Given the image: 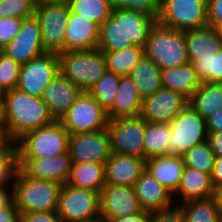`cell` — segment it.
Masks as SVG:
<instances>
[{
    "label": "cell",
    "instance_id": "1",
    "mask_svg": "<svg viewBox=\"0 0 222 222\" xmlns=\"http://www.w3.org/2000/svg\"><path fill=\"white\" fill-rule=\"evenodd\" d=\"M154 17L143 13L115 10L99 26L98 47L100 51H121L138 46L144 48L151 28L156 24Z\"/></svg>",
    "mask_w": 222,
    "mask_h": 222
},
{
    "label": "cell",
    "instance_id": "2",
    "mask_svg": "<svg viewBox=\"0 0 222 222\" xmlns=\"http://www.w3.org/2000/svg\"><path fill=\"white\" fill-rule=\"evenodd\" d=\"M2 98L5 126L15 141L25 133L55 121L41 97L29 95L16 87L2 93Z\"/></svg>",
    "mask_w": 222,
    "mask_h": 222
},
{
    "label": "cell",
    "instance_id": "3",
    "mask_svg": "<svg viewBox=\"0 0 222 222\" xmlns=\"http://www.w3.org/2000/svg\"><path fill=\"white\" fill-rule=\"evenodd\" d=\"M62 184L25 176L18 168L12 178V199L20 215L30 212H55Z\"/></svg>",
    "mask_w": 222,
    "mask_h": 222
},
{
    "label": "cell",
    "instance_id": "4",
    "mask_svg": "<svg viewBox=\"0 0 222 222\" xmlns=\"http://www.w3.org/2000/svg\"><path fill=\"white\" fill-rule=\"evenodd\" d=\"M143 53L160 70L190 62L185 42V31L168 28L158 22L149 32Z\"/></svg>",
    "mask_w": 222,
    "mask_h": 222
},
{
    "label": "cell",
    "instance_id": "5",
    "mask_svg": "<svg viewBox=\"0 0 222 222\" xmlns=\"http://www.w3.org/2000/svg\"><path fill=\"white\" fill-rule=\"evenodd\" d=\"M58 59L59 73L83 92H88L107 71L104 53L99 49L62 52Z\"/></svg>",
    "mask_w": 222,
    "mask_h": 222
},
{
    "label": "cell",
    "instance_id": "6",
    "mask_svg": "<svg viewBox=\"0 0 222 222\" xmlns=\"http://www.w3.org/2000/svg\"><path fill=\"white\" fill-rule=\"evenodd\" d=\"M70 134L60 121L25 133L16 141V158H49L68 152Z\"/></svg>",
    "mask_w": 222,
    "mask_h": 222
},
{
    "label": "cell",
    "instance_id": "7",
    "mask_svg": "<svg viewBox=\"0 0 222 222\" xmlns=\"http://www.w3.org/2000/svg\"><path fill=\"white\" fill-rule=\"evenodd\" d=\"M157 22L183 32L206 27L207 0H161Z\"/></svg>",
    "mask_w": 222,
    "mask_h": 222
},
{
    "label": "cell",
    "instance_id": "8",
    "mask_svg": "<svg viewBox=\"0 0 222 222\" xmlns=\"http://www.w3.org/2000/svg\"><path fill=\"white\" fill-rule=\"evenodd\" d=\"M57 214L62 222H82L100 217V193L64 184L61 187Z\"/></svg>",
    "mask_w": 222,
    "mask_h": 222
},
{
    "label": "cell",
    "instance_id": "9",
    "mask_svg": "<svg viewBox=\"0 0 222 222\" xmlns=\"http://www.w3.org/2000/svg\"><path fill=\"white\" fill-rule=\"evenodd\" d=\"M70 135L107 129V112L88 93L83 92L59 120Z\"/></svg>",
    "mask_w": 222,
    "mask_h": 222
},
{
    "label": "cell",
    "instance_id": "10",
    "mask_svg": "<svg viewBox=\"0 0 222 222\" xmlns=\"http://www.w3.org/2000/svg\"><path fill=\"white\" fill-rule=\"evenodd\" d=\"M145 125L141 116L108 120L111 153L144 159Z\"/></svg>",
    "mask_w": 222,
    "mask_h": 222
},
{
    "label": "cell",
    "instance_id": "11",
    "mask_svg": "<svg viewBox=\"0 0 222 222\" xmlns=\"http://www.w3.org/2000/svg\"><path fill=\"white\" fill-rule=\"evenodd\" d=\"M69 12L68 3L36 7L34 16L40 26L45 52L56 54L65 52V28Z\"/></svg>",
    "mask_w": 222,
    "mask_h": 222
},
{
    "label": "cell",
    "instance_id": "12",
    "mask_svg": "<svg viewBox=\"0 0 222 222\" xmlns=\"http://www.w3.org/2000/svg\"><path fill=\"white\" fill-rule=\"evenodd\" d=\"M170 128L173 155H182L207 141L206 120L189 105L170 122Z\"/></svg>",
    "mask_w": 222,
    "mask_h": 222
},
{
    "label": "cell",
    "instance_id": "13",
    "mask_svg": "<svg viewBox=\"0 0 222 222\" xmlns=\"http://www.w3.org/2000/svg\"><path fill=\"white\" fill-rule=\"evenodd\" d=\"M58 74V54L46 52L21 65L17 88L29 95L41 97L45 87Z\"/></svg>",
    "mask_w": 222,
    "mask_h": 222
},
{
    "label": "cell",
    "instance_id": "14",
    "mask_svg": "<svg viewBox=\"0 0 222 222\" xmlns=\"http://www.w3.org/2000/svg\"><path fill=\"white\" fill-rule=\"evenodd\" d=\"M68 153L72 163H106L111 154L108 130L70 135Z\"/></svg>",
    "mask_w": 222,
    "mask_h": 222
},
{
    "label": "cell",
    "instance_id": "15",
    "mask_svg": "<svg viewBox=\"0 0 222 222\" xmlns=\"http://www.w3.org/2000/svg\"><path fill=\"white\" fill-rule=\"evenodd\" d=\"M1 51L19 65L46 53L35 16L23 19L19 33Z\"/></svg>",
    "mask_w": 222,
    "mask_h": 222
},
{
    "label": "cell",
    "instance_id": "16",
    "mask_svg": "<svg viewBox=\"0 0 222 222\" xmlns=\"http://www.w3.org/2000/svg\"><path fill=\"white\" fill-rule=\"evenodd\" d=\"M189 100L178 92L160 88L142 101L140 116L151 123H170L186 106Z\"/></svg>",
    "mask_w": 222,
    "mask_h": 222
},
{
    "label": "cell",
    "instance_id": "17",
    "mask_svg": "<svg viewBox=\"0 0 222 222\" xmlns=\"http://www.w3.org/2000/svg\"><path fill=\"white\" fill-rule=\"evenodd\" d=\"M17 168L27 177L66 184L71 170L68 152L49 158H16Z\"/></svg>",
    "mask_w": 222,
    "mask_h": 222
},
{
    "label": "cell",
    "instance_id": "18",
    "mask_svg": "<svg viewBox=\"0 0 222 222\" xmlns=\"http://www.w3.org/2000/svg\"><path fill=\"white\" fill-rule=\"evenodd\" d=\"M141 210L134 187L111 184L103 187L100 194V218L104 222L134 215Z\"/></svg>",
    "mask_w": 222,
    "mask_h": 222
},
{
    "label": "cell",
    "instance_id": "19",
    "mask_svg": "<svg viewBox=\"0 0 222 222\" xmlns=\"http://www.w3.org/2000/svg\"><path fill=\"white\" fill-rule=\"evenodd\" d=\"M83 91L60 73L45 87L41 99L51 115L59 121Z\"/></svg>",
    "mask_w": 222,
    "mask_h": 222
},
{
    "label": "cell",
    "instance_id": "20",
    "mask_svg": "<svg viewBox=\"0 0 222 222\" xmlns=\"http://www.w3.org/2000/svg\"><path fill=\"white\" fill-rule=\"evenodd\" d=\"M134 190L140 208L150 213L175 205L173 194L146 170L135 182Z\"/></svg>",
    "mask_w": 222,
    "mask_h": 222
},
{
    "label": "cell",
    "instance_id": "21",
    "mask_svg": "<svg viewBox=\"0 0 222 222\" xmlns=\"http://www.w3.org/2000/svg\"><path fill=\"white\" fill-rule=\"evenodd\" d=\"M98 41L99 26L70 11L65 28V52L94 50Z\"/></svg>",
    "mask_w": 222,
    "mask_h": 222
},
{
    "label": "cell",
    "instance_id": "22",
    "mask_svg": "<svg viewBox=\"0 0 222 222\" xmlns=\"http://www.w3.org/2000/svg\"><path fill=\"white\" fill-rule=\"evenodd\" d=\"M104 165L106 184L134 187L145 170V159L111 153Z\"/></svg>",
    "mask_w": 222,
    "mask_h": 222
},
{
    "label": "cell",
    "instance_id": "23",
    "mask_svg": "<svg viewBox=\"0 0 222 222\" xmlns=\"http://www.w3.org/2000/svg\"><path fill=\"white\" fill-rule=\"evenodd\" d=\"M181 155H161L145 160V170L174 194L184 170Z\"/></svg>",
    "mask_w": 222,
    "mask_h": 222
},
{
    "label": "cell",
    "instance_id": "24",
    "mask_svg": "<svg viewBox=\"0 0 222 222\" xmlns=\"http://www.w3.org/2000/svg\"><path fill=\"white\" fill-rule=\"evenodd\" d=\"M213 191L210 174L184 167L180 184L173 194V199L175 205H180L190 200L211 197Z\"/></svg>",
    "mask_w": 222,
    "mask_h": 222
},
{
    "label": "cell",
    "instance_id": "25",
    "mask_svg": "<svg viewBox=\"0 0 222 222\" xmlns=\"http://www.w3.org/2000/svg\"><path fill=\"white\" fill-rule=\"evenodd\" d=\"M185 42L189 61L197 58L214 56L222 47L220 30L206 26L199 29L185 31Z\"/></svg>",
    "mask_w": 222,
    "mask_h": 222
},
{
    "label": "cell",
    "instance_id": "26",
    "mask_svg": "<svg viewBox=\"0 0 222 222\" xmlns=\"http://www.w3.org/2000/svg\"><path fill=\"white\" fill-rule=\"evenodd\" d=\"M142 97L130 76L120 78L117 96L107 112L108 120L140 116Z\"/></svg>",
    "mask_w": 222,
    "mask_h": 222
},
{
    "label": "cell",
    "instance_id": "27",
    "mask_svg": "<svg viewBox=\"0 0 222 222\" xmlns=\"http://www.w3.org/2000/svg\"><path fill=\"white\" fill-rule=\"evenodd\" d=\"M161 83L162 88L178 92L188 100L201 85V81L191 62L174 68L161 70Z\"/></svg>",
    "mask_w": 222,
    "mask_h": 222
},
{
    "label": "cell",
    "instance_id": "28",
    "mask_svg": "<svg viewBox=\"0 0 222 222\" xmlns=\"http://www.w3.org/2000/svg\"><path fill=\"white\" fill-rule=\"evenodd\" d=\"M105 163H72L66 184L101 194L105 182Z\"/></svg>",
    "mask_w": 222,
    "mask_h": 222
},
{
    "label": "cell",
    "instance_id": "29",
    "mask_svg": "<svg viewBox=\"0 0 222 222\" xmlns=\"http://www.w3.org/2000/svg\"><path fill=\"white\" fill-rule=\"evenodd\" d=\"M144 159L173 154L170 123L146 122L144 133Z\"/></svg>",
    "mask_w": 222,
    "mask_h": 222
},
{
    "label": "cell",
    "instance_id": "30",
    "mask_svg": "<svg viewBox=\"0 0 222 222\" xmlns=\"http://www.w3.org/2000/svg\"><path fill=\"white\" fill-rule=\"evenodd\" d=\"M189 106L207 120L222 108V83L201 82L189 99Z\"/></svg>",
    "mask_w": 222,
    "mask_h": 222
},
{
    "label": "cell",
    "instance_id": "31",
    "mask_svg": "<svg viewBox=\"0 0 222 222\" xmlns=\"http://www.w3.org/2000/svg\"><path fill=\"white\" fill-rule=\"evenodd\" d=\"M129 76L134 81L142 99L152 96L162 88L160 68L144 55L134 66Z\"/></svg>",
    "mask_w": 222,
    "mask_h": 222
},
{
    "label": "cell",
    "instance_id": "32",
    "mask_svg": "<svg viewBox=\"0 0 222 222\" xmlns=\"http://www.w3.org/2000/svg\"><path fill=\"white\" fill-rule=\"evenodd\" d=\"M104 53L108 71L120 77L129 76L134 66L144 55L143 48L130 46L121 51H101Z\"/></svg>",
    "mask_w": 222,
    "mask_h": 222
},
{
    "label": "cell",
    "instance_id": "33",
    "mask_svg": "<svg viewBox=\"0 0 222 222\" xmlns=\"http://www.w3.org/2000/svg\"><path fill=\"white\" fill-rule=\"evenodd\" d=\"M185 222H222L213 197L190 200L179 205Z\"/></svg>",
    "mask_w": 222,
    "mask_h": 222
},
{
    "label": "cell",
    "instance_id": "34",
    "mask_svg": "<svg viewBox=\"0 0 222 222\" xmlns=\"http://www.w3.org/2000/svg\"><path fill=\"white\" fill-rule=\"evenodd\" d=\"M120 78L114 72L107 70L88 91L106 112L112 108L116 99Z\"/></svg>",
    "mask_w": 222,
    "mask_h": 222
},
{
    "label": "cell",
    "instance_id": "35",
    "mask_svg": "<svg viewBox=\"0 0 222 222\" xmlns=\"http://www.w3.org/2000/svg\"><path fill=\"white\" fill-rule=\"evenodd\" d=\"M70 11L100 26L111 14L108 0H69Z\"/></svg>",
    "mask_w": 222,
    "mask_h": 222
},
{
    "label": "cell",
    "instance_id": "36",
    "mask_svg": "<svg viewBox=\"0 0 222 222\" xmlns=\"http://www.w3.org/2000/svg\"><path fill=\"white\" fill-rule=\"evenodd\" d=\"M181 157L185 167L211 175L216 156L206 141L184 152Z\"/></svg>",
    "mask_w": 222,
    "mask_h": 222
},
{
    "label": "cell",
    "instance_id": "37",
    "mask_svg": "<svg viewBox=\"0 0 222 222\" xmlns=\"http://www.w3.org/2000/svg\"><path fill=\"white\" fill-rule=\"evenodd\" d=\"M191 64L201 82L222 83V47L214 56L197 58Z\"/></svg>",
    "mask_w": 222,
    "mask_h": 222
},
{
    "label": "cell",
    "instance_id": "38",
    "mask_svg": "<svg viewBox=\"0 0 222 222\" xmlns=\"http://www.w3.org/2000/svg\"><path fill=\"white\" fill-rule=\"evenodd\" d=\"M20 68L21 65L0 51V95L17 87Z\"/></svg>",
    "mask_w": 222,
    "mask_h": 222
},
{
    "label": "cell",
    "instance_id": "39",
    "mask_svg": "<svg viewBox=\"0 0 222 222\" xmlns=\"http://www.w3.org/2000/svg\"><path fill=\"white\" fill-rule=\"evenodd\" d=\"M36 4L34 0H3L0 1V18L15 17L26 19L34 16Z\"/></svg>",
    "mask_w": 222,
    "mask_h": 222
},
{
    "label": "cell",
    "instance_id": "40",
    "mask_svg": "<svg viewBox=\"0 0 222 222\" xmlns=\"http://www.w3.org/2000/svg\"><path fill=\"white\" fill-rule=\"evenodd\" d=\"M23 19L0 18V51L19 33Z\"/></svg>",
    "mask_w": 222,
    "mask_h": 222
},
{
    "label": "cell",
    "instance_id": "41",
    "mask_svg": "<svg viewBox=\"0 0 222 222\" xmlns=\"http://www.w3.org/2000/svg\"><path fill=\"white\" fill-rule=\"evenodd\" d=\"M16 168V153H0V186H12Z\"/></svg>",
    "mask_w": 222,
    "mask_h": 222
},
{
    "label": "cell",
    "instance_id": "42",
    "mask_svg": "<svg viewBox=\"0 0 222 222\" xmlns=\"http://www.w3.org/2000/svg\"><path fill=\"white\" fill-rule=\"evenodd\" d=\"M160 2L161 0H129V11L143 13L158 20Z\"/></svg>",
    "mask_w": 222,
    "mask_h": 222
},
{
    "label": "cell",
    "instance_id": "43",
    "mask_svg": "<svg viewBox=\"0 0 222 222\" xmlns=\"http://www.w3.org/2000/svg\"><path fill=\"white\" fill-rule=\"evenodd\" d=\"M149 222H185L183 211L179 205L152 212Z\"/></svg>",
    "mask_w": 222,
    "mask_h": 222
},
{
    "label": "cell",
    "instance_id": "44",
    "mask_svg": "<svg viewBox=\"0 0 222 222\" xmlns=\"http://www.w3.org/2000/svg\"><path fill=\"white\" fill-rule=\"evenodd\" d=\"M208 26L222 27V0H207Z\"/></svg>",
    "mask_w": 222,
    "mask_h": 222
},
{
    "label": "cell",
    "instance_id": "45",
    "mask_svg": "<svg viewBox=\"0 0 222 222\" xmlns=\"http://www.w3.org/2000/svg\"><path fill=\"white\" fill-rule=\"evenodd\" d=\"M21 222H62L55 212H30L21 214Z\"/></svg>",
    "mask_w": 222,
    "mask_h": 222
},
{
    "label": "cell",
    "instance_id": "46",
    "mask_svg": "<svg viewBox=\"0 0 222 222\" xmlns=\"http://www.w3.org/2000/svg\"><path fill=\"white\" fill-rule=\"evenodd\" d=\"M0 153H16V141L5 125H0Z\"/></svg>",
    "mask_w": 222,
    "mask_h": 222
},
{
    "label": "cell",
    "instance_id": "47",
    "mask_svg": "<svg viewBox=\"0 0 222 222\" xmlns=\"http://www.w3.org/2000/svg\"><path fill=\"white\" fill-rule=\"evenodd\" d=\"M0 222H21V215L13 199L0 209Z\"/></svg>",
    "mask_w": 222,
    "mask_h": 222
},
{
    "label": "cell",
    "instance_id": "48",
    "mask_svg": "<svg viewBox=\"0 0 222 222\" xmlns=\"http://www.w3.org/2000/svg\"><path fill=\"white\" fill-rule=\"evenodd\" d=\"M151 213L145 210H141L134 215H127L110 219L107 222H149Z\"/></svg>",
    "mask_w": 222,
    "mask_h": 222
},
{
    "label": "cell",
    "instance_id": "49",
    "mask_svg": "<svg viewBox=\"0 0 222 222\" xmlns=\"http://www.w3.org/2000/svg\"><path fill=\"white\" fill-rule=\"evenodd\" d=\"M207 142L215 156L222 157V132H208Z\"/></svg>",
    "mask_w": 222,
    "mask_h": 222
},
{
    "label": "cell",
    "instance_id": "50",
    "mask_svg": "<svg viewBox=\"0 0 222 222\" xmlns=\"http://www.w3.org/2000/svg\"><path fill=\"white\" fill-rule=\"evenodd\" d=\"M207 132H222V108L215 111L207 120Z\"/></svg>",
    "mask_w": 222,
    "mask_h": 222
},
{
    "label": "cell",
    "instance_id": "51",
    "mask_svg": "<svg viewBox=\"0 0 222 222\" xmlns=\"http://www.w3.org/2000/svg\"><path fill=\"white\" fill-rule=\"evenodd\" d=\"M210 176L211 183L214 189L222 186V157H215L214 168Z\"/></svg>",
    "mask_w": 222,
    "mask_h": 222
},
{
    "label": "cell",
    "instance_id": "52",
    "mask_svg": "<svg viewBox=\"0 0 222 222\" xmlns=\"http://www.w3.org/2000/svg\"><path fill=\"white\" fill-rule=\"evenodd\" d=\"M11 200L12 186H0V209L5 207Z\"/></svg>",
    "mask_w": 222,
    "mask_h": 222
},
{
    "label": "cell",
    "instance_id": "53",
    "mask_svg": "<svg viewBox=\"0 0 222 222\" xmlns=\"http://www.w3.org/2000/svg\"><path fill=\"white\" fill-rule=\"evenodd\" d=\"M212 197L215 202L216 210L222 219V186L214 189Z\"/></svg>",
    "mask_w": 222,
    "mask_h": 222
},
{
    "label": "cell",
    "instance_id": "54",
    "mask_svg": "<svg viewBox=\"0 0 222 222\" xmlns=\"http://www.w3.org/2000/svg\"><path fill=\"white\" fill-rule=\"evenodd\" d=\"M112 11L115 10H128L129 11V0H108Z\"/></svg>",
    "mask_w": 222,
    "mask_h": 222
},
{
    "label": "cell",
    "instance_id": "55",
    "mask_svg": "<svg viewBox=\"0 0 222 222\" xmlns=\"http://www.w3.org/2000/svg\"><path fill=\"white\" fill-rule=\"evenodd\" d=\"M36 7L41 5H53V4H65L69 3V0H34Z\"/></svg>",
    "mask_w": 222,
    "mask_h": 222
},
{
    "label": "cell",
    "instance_id": "56",
    "mask_svg": "<svg viewBox=\"0 0 222 222\" xmlns=\"http://www.w3.org/2000/svg\"><path fill=\"white\" fill-rule=\"evenodd\" d=\"M0 125H5L4 104L2 95H0Z\"/></svg>",
    "mask_w": 222,
    "mask_h": 222
},
{
    "label": "cell",
    "instance_id": "57",
    "mask_svg": "<svg viewBox=\"0 0 222 222\" xmlns=\"http://www.w3.org/2000/svg\"><path fill=\"white\" fill-rule=\"evenodd\" d=\"M82 222H104V221L99 217V218H94L92 220L82 221Z\"/></svg>",
    "mask_w": 222,
    "mask_h": 222
}]
</instances>
